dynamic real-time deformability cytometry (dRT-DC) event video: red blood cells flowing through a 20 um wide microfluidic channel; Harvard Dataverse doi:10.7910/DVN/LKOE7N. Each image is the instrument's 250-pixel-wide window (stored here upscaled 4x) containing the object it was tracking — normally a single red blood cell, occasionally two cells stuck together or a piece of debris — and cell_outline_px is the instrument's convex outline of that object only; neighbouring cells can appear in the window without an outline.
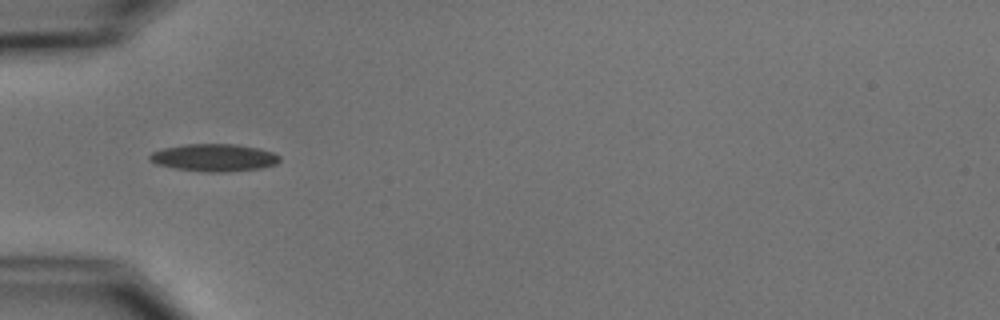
{"species": "common noctule bat (a hibernating species)", "species_latin": "Nyctalus noctula", "temperature_condition": "cold", "stored_images_in_passage": 6, "camera_frame_rate_fps": 3000, "um_per_image_px": 0.085, "animal": {"sex": "male", "body_mass_g": 15.6}, "frame": {"image": 1, "passage_image": 4, "time_ms": 3.667, "image_size_px": [1000, 320], "cell_outline_px": [[280, 160], [276, 164], [260, 168], [228, 172], [208, 172], [172, 168], [156, 164], [148, 160], [148, 156], [152, 152], [164, 148], [184, 144], [236, 144], [256, 148], [272, 152], [280, 156]], "centroid_in_image_um": [18.16, 13.4], "position_along_channel_um": 66.8, "area_um2": 20.81}}